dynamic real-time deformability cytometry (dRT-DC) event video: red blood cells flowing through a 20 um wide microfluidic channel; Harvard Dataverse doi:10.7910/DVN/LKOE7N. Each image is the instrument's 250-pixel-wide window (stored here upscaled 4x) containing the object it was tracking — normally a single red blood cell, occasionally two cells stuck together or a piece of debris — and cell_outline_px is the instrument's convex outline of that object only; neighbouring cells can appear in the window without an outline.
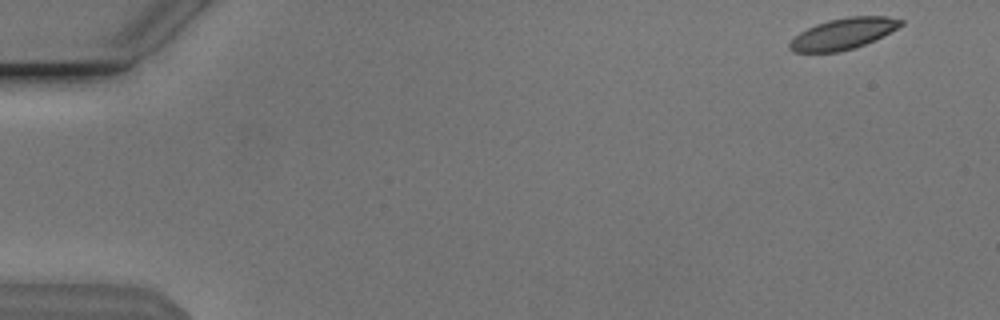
{"species": "Egyptian fruit bat (a non-hibernating species)", "species_latin": "Rousettus aegyptiacus", "temperature_condition": "cold", "stored_images_in_passage": 52, "camera_frame_rate_fps": 3000, "um_per_image_px": 0.085, "animal": {"sex": "male"}, "frame": {"image": 1, "passage_image": 1, "time_ms": 0.0, "image_size_px": [1000, 320], "cell_outline_px": [[904, 24], [864, 44], [840, 52], [792, 52], [788, 48], [788, 44], [800, 32], [816, 24], [828, 20], [848, 16], [888, 16], [904, 20]], "centroid_in_image_um": [71.64, 2.86], "position_along_channel_um": 13.4, "area_um2": 19.88}}
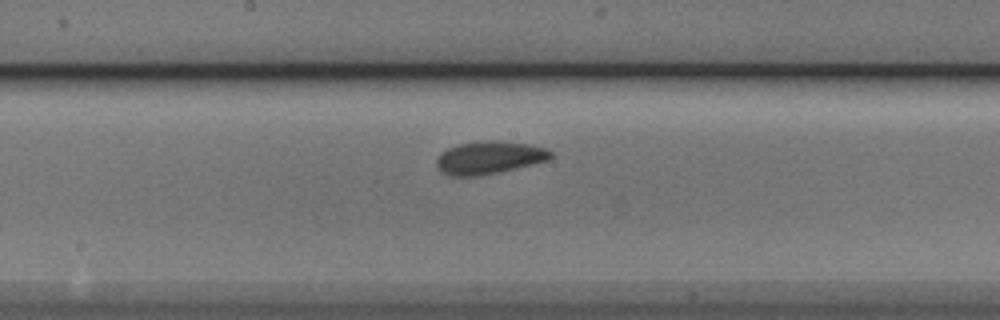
{"frame": {"image": 2, "passage_image": 27, "time_ms": 8.667, "image_size_px": [1000, 320], "cell_outline_px": [[552, 156], [548, 160], [500, 172], [480, 176], [448, 176], [440, 172], [436, 168], [436, 160], [440, 152], [448, 148], [460, 144], [492, 140], [500, 140], [528, 144], [544, 148], [552, 152]], "centroid_in_image_um": [41.53, 13.41], "position_along_channel_um": 206.7, "area_um2": 21.91}}
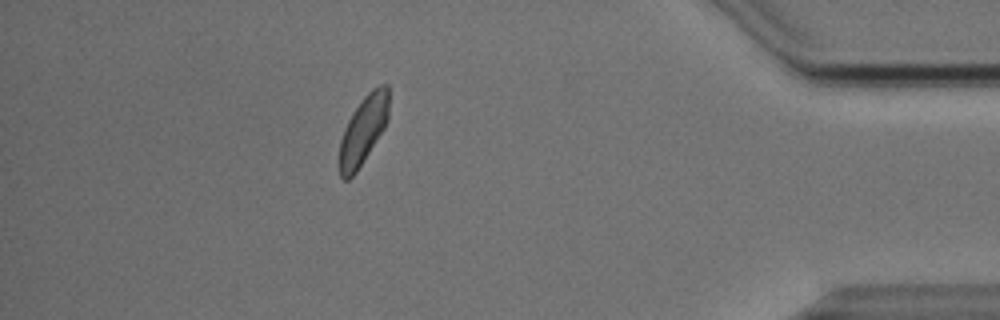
{"frame": {"image": 3, "passage_image": 46, "time_ms": 15.0, "image_size_px": [1000, 320], "cell_outline_px": [[388, 120], [384, 128], [356, 172], [348, 180], [344, 180], [340, 176], [340, 140], [344, 128], [352, 112], [364, 96], [372, 88], [380, 84], [388, 84]], "centroid_in_image_um": [30.88, 11.03], "position_along_channel_um": 404.3, "area_um2": 19.48}, "authors_computed_cell_mechanics": {"area_um2": 20.6635, "velocity_mm_per_s": 3.7982, "shape_relaxation_time_tau1_ms": 5.7224, "shape_relaxation_time_tau2_ms": 1.7892, "deformation_change_tau1": 0.1039, "deformation_change_tau2": 0.0641}}